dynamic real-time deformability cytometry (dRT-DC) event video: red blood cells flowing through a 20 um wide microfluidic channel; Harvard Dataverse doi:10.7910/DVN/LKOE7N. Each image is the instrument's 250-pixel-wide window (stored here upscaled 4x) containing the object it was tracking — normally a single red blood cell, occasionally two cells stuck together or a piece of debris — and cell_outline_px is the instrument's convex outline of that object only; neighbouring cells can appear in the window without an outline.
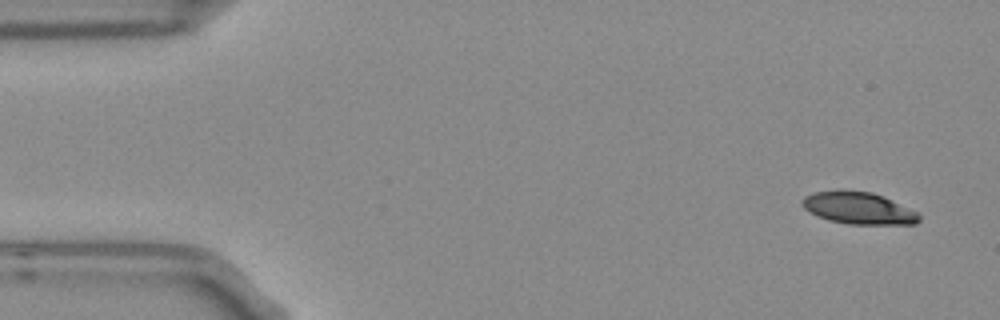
{"species": "Egyptian fruit bat (a non-hibernating species)", "species_latin": "Rousettus aegyptiacus", "temperature_condition": "room temperature", "stored_images_in_passage": 4, "camera_frame_rate_fps": 3000, "um_per_image_px": 0.085, "frame": {"image": 1, "passage_image": 1, "time_ms": 0.0, "image_size_px": [1000, 320], "cell_outline_px": [[920, 220], [916, 224], [848, 224], [828, 220], [816, 216], [808, 212], [800, 204], [800, 200], [804, 196], [812, 192], [872, 192], [884, 196], [916, 212], [920, 216]], "centroid_in_image_um": [72.94, 17.72], "position_along_channel_um": 12.1, "area_um2": 21.5}}
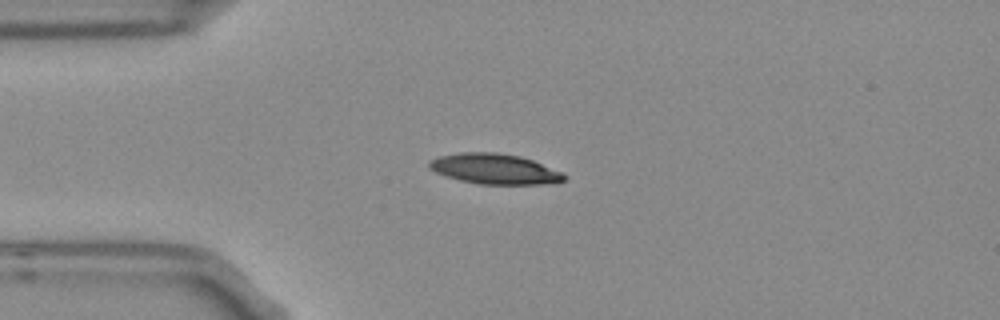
{"frame": {"image": 2, "passage_image": 4, "time_ms": 1.0, "image_size_px": [1000, 320], "cell_outline_px": [[568, 176], [564, 180], [556, 184], [480, 184], [460, 180], [436, 172], [428, 168], [428, 160], [440, 156], [460, 152], [496, 152], [520, 156], [532, 160], [564, 172]], "centroid_in_image_um": [42.09, 14.36], "position_along_channel_um": 42.9, "area_um2": 24.04}}